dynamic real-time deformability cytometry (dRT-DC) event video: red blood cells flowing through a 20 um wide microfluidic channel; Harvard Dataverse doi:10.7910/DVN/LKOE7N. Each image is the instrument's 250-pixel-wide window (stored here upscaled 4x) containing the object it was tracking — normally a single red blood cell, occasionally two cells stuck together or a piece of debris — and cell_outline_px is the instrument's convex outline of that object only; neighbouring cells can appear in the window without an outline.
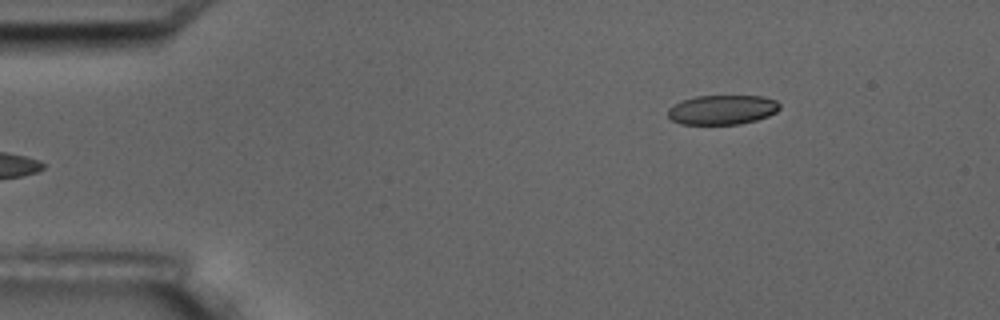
{"species": "common noctule bat (a hibernating species)", "species_latin": "Nyctalus noctula", "temperature_condition": "room temperature", "stored_images_in_passage": 5, "camera_frame_rate_fps": 3000, "um_per_image_px": 0.085, "animal": {"sex": "male", "body_mass_g": 17.5, "forearm_length_mm": 52.3}, "frame": {"image": 1, "passage_image": 5, "time_ms": 4.667, "image_size_px": [1000, 320], "cell_outline_px": [[780, 108], [776, 112], [768, 116], [756, 120], [740, 124], [680, 124], [672, 120], [668, 116], [668, 108], [684, 100], [696, 96], [760, 96], [776, 100], [780, 104]], "centroid_in_image_um": [61.41, 9.33], "position_along_channel_um": 23.6, "area_um2": 19.13}}